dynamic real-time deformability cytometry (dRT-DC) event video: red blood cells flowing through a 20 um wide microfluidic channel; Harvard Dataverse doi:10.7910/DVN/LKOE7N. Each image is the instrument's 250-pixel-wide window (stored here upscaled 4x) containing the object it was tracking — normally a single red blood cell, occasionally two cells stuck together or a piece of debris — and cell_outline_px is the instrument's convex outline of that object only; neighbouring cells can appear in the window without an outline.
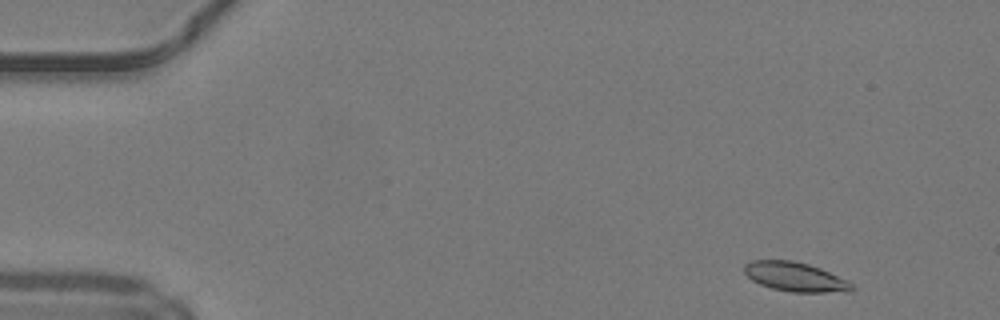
{"species": "common noctule bat (a hibernating species)", "species_latin": "Nyctalus noctula", "temperature_condition": "warm", "stored_images_in_passage": 46, "camera_frame_rate_fps": 3000, "um_per_image_px": 0.085, "animal": {"sex": "male", "body_mass_g": 19.2, "forearm_length_mm": 51.8}, "frame": {"image": 1, "passage_image": 2, "time_ms": 0.333, "image_size_px": [1000, 320], "cell_outline_px": [[856, 288], [852, 292], [792, 292], [772, 288], [760, 284], [752, 280], [744, 272], [744, 264], [752, 260], [792, 260], [808, 264], [820, 268], [848, 280]], "centroid_in_image_um": [67.62, 23.53], "position_along_channel_um": 17.4, "area_um2": 18.44}}
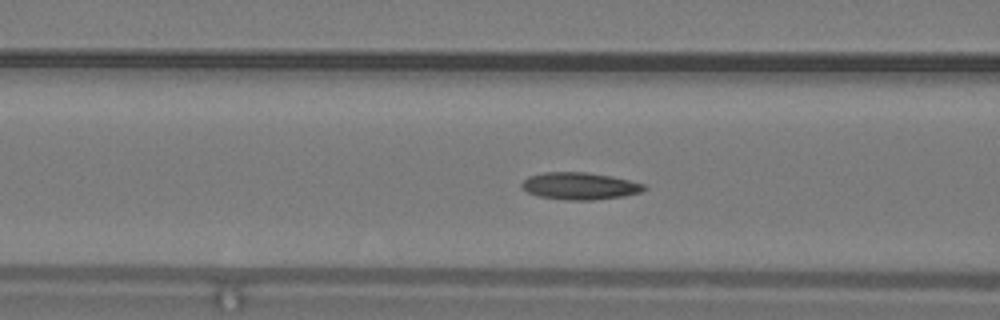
{"frame": {"image": 2, "passage_image": 17, "time_ms": 5.333, "image_size_px": [1000, 320], "cell_outline_px": [[648, 188], [640, 192], [624, 196], [592, 200], [568, 200], [540, 196], [528, 192], [520, 184], [528, 176], [544, 172], [584, 172], [608, 176], [628, 180], [644, 184]], "centroid_in_image_um": [49.27, 15.81], "position_along_channel_um": 117.3, "area_um2": 19.07}}
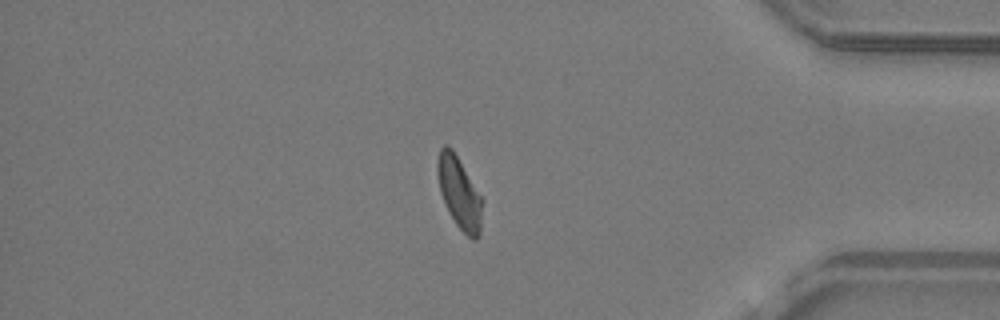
{"frame": {"image": 3, "passage_image": 39, "time_ms": 12.667, "image_size_px": [1000, 320], "cell_outline_px": [[484, 200], [480, 236], [476, 240], [472, 240], [456, 224], [444, 204], [440, 192], [436, 168], [436, 164], [440, 148], [444, 144], [448, 144], [452, 148]], "centroid_in_image_um": [39.05, 16.4], "position_along_channel_um": 396.1, "area_um2": 19.07}, "authors_computed_cell_mechanics": {"area_um2": 18.496, "velocity_mm_per_s": 4.2216, "shape_relaxation_time_tau1_ms": 5.2879, "shape_relaxation_time_tau2_ms": 3.4393, "deformation_change_tau1": 0.1533, "deformation_change_tau2": 0.0988}}